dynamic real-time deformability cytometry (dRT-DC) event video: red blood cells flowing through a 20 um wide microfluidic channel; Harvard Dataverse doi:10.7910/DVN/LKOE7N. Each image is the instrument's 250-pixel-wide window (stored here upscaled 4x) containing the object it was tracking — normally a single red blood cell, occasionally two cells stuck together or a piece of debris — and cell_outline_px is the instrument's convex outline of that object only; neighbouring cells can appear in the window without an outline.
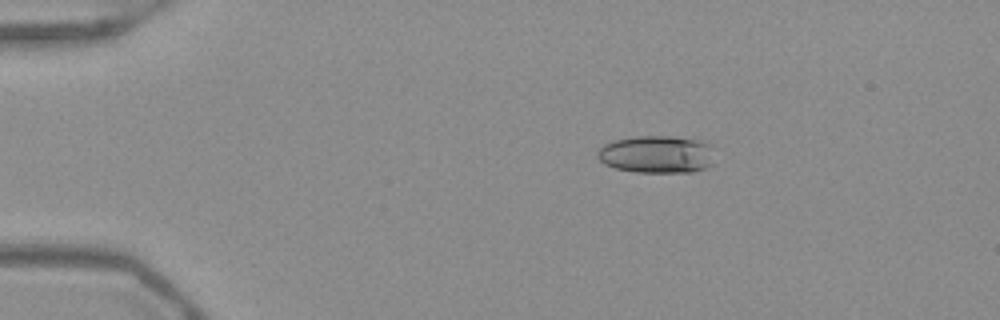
{"species": "Egyptian fruit bat (a non-hibernating species)", "species_latin": "Rousettus aegyptiacus", "temperature_condition": "warm", "stored_images_in_passage": 52, "camera_frame_rate_fps": 3000, "um_per_image_px": 0.085, "frame": {"image": 1, "passage_image": 9, "time_ms": 2.667, "image_size_px": [1000, 320], "cell_outline_px": [[712, 164], [708, 168], [692, 172], [636, 172], [616, 168], [604, 164], [596, 156], [596, 152], [604, 144], [612, 140], [636, 136], [672, 136], [696, 140], [708, 144]], "centroid_in_image_um": [55.75, 13.12], "position_along_channel_um": 29.2, "area_um2": 25.49}}
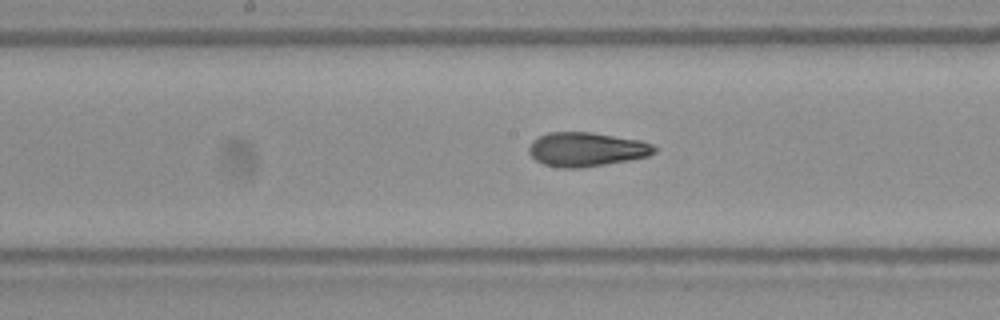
{"frame": {"image": 2, "passage_image": 27, "time_ms": 8.667, "image_size_px": [1000, 320], "cell_outline_px": [[660, 148], [656, 152], [648, 156], [628, 160], [580, 168], [560, 168], [544, 164], [536, 160], [528, 152], [528, 148], [532, 140], [548, 132], [592, 132], [640, 140], [652, 144]], "centroid_in_image_um": [49.86, 12.69], "position_along_channel_um": 198.3, "area_um2": 25.03}}
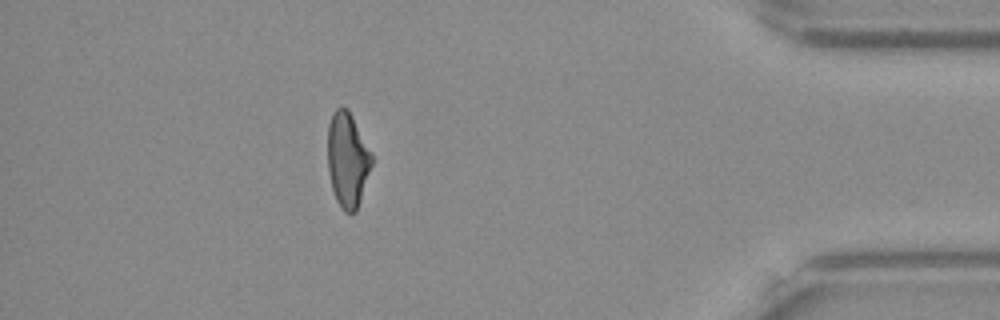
{"frame": {"image": 3, "passage_image": 46, "time_ms": 15.0, "image_size_px": [1000, 320], "cell_outline_px": [[372, 164], [356, 212], [344, 212], [336, 200], [332, 188], [328, 172], [328, 124], [332, 112], [336, 108], [348, 108], [372, 152]], "centroid_in_image_um": [29.53, 13.55], "position_along_channel_um": 405.7, "area_um2": 24.33}, "authors_computed_cell_mechanics": {"area_um2": 25.2297, "velocity_mm_per_s": 3.9422, "shape_relaxation_time_tau1_ms": null, "shape_relaxation_time_tau2_ms": 1.5431, "deformation_change_tau1": null, "deformation_change_tau2": 0.095}}